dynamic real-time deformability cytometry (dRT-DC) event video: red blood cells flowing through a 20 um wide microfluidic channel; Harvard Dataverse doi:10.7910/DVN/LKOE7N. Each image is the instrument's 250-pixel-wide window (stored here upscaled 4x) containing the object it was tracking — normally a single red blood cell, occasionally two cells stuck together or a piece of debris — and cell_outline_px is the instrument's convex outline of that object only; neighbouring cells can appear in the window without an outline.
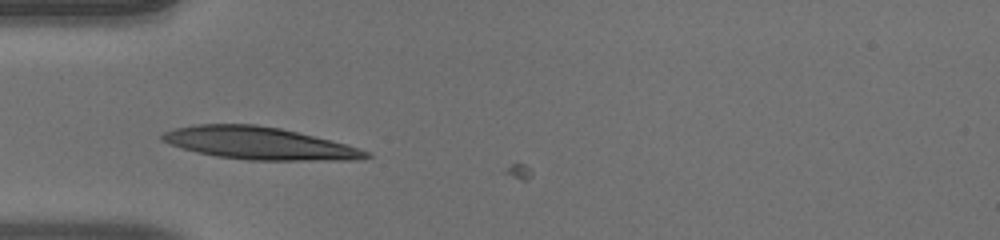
{"species": "human", "species_latin": "Homo sapiens", "temperature_condition": "warm", "stored_images_in_passage": 28, "camera_frame_rate_fps": 3000, "um_per_image_px": 0.085, "donor": {"sex": "male"}, "frame": {"image": 1, "passage_image": 1, "time_ms": 0.0, "image_size_px": [1000, 240], "cell_outline_px": [[372, 156], [356, 160], [248, 160], [216, 156], [196, 152], [160, 140], [160, 136], [164, 132], [176, 128], [196, 124], [256, 124], [280, 128], [332, 140], [372, 152]], "centroid_in_image_um": [22.06, 12.18], "position_along_channel_um": 62.9, "area_um2": 38.38}}
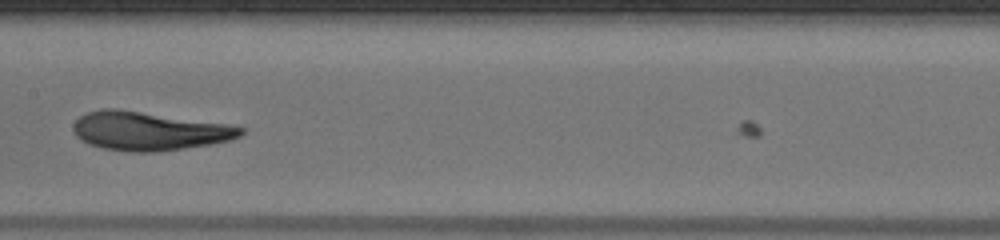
{"frame": {"image": 2, "passage_image": 11, "time_ms": 3.333, "image_size_px": [1000, 240], "cell_outline_px": [[244, 132], [240, 136], [232, 140], [212, 144], [184, 148], [152, 152], [128, 152], [104, 148], [88, 144], [80, 140], [76, 136], [72, 128], [76, 120], [80, 116], [88, 112], [104, 108], [116, 108], [228, 124], [244, 128]], "centroid_in_image_um": [12.65, 11.14], "position_along_channel_um": 194.7, "area_um2": 37.74}}
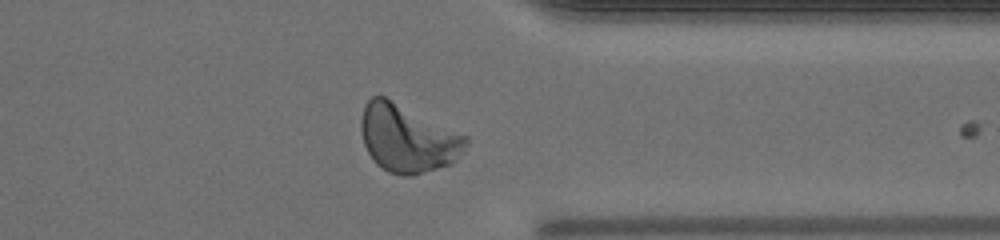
{"frame": {"image": 3, "passage_image": 25, "time_ms": 8.0, "image_size_px": [1000, 240], "cell_outline_px": [[468, 144], [464, 152], [452, 164], [412, 176], [400, 176], [388, 172], [376, 164], [368, 152], [364, 144], [360, 128], [360, 120], [364, 104], [372, 96], [384, 96], [468, 136]], "centroid_in_image_um": [34.65, 11.78], "position_along_channel_um": 376.8, "area_um2": 41.62}, "authors_computed_cell_mechanics": {"area_um2": 37.9168, "velocity_mm_per_s": 4.0015, "shape_relaxation_time_tau1_ms": 3.7767, "shape_relaxation_time_tau2_ms": 1.5561, "deformation_change_tau1": 0.1842, "deformation_change_tau2": 0.0841}}